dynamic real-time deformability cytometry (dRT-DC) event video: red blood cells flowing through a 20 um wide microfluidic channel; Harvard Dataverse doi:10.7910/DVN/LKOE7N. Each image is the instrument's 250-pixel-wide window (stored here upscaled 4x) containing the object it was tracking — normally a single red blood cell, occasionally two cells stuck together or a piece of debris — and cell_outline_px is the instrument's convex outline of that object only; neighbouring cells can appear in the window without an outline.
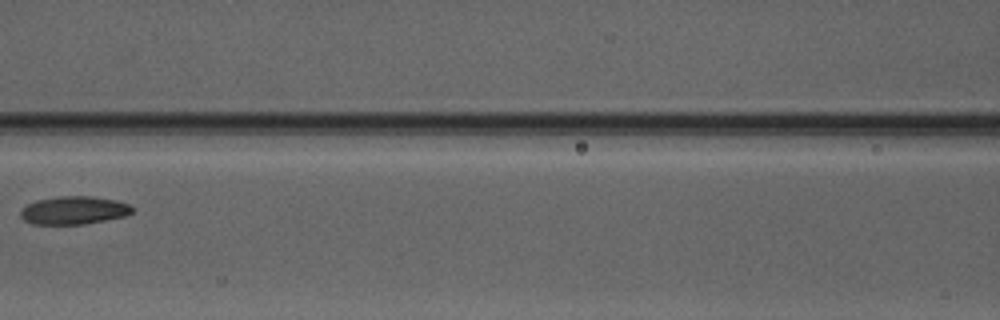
{"species": "Egyptian fruit bat (a non-hibernating species)", "species_latin": "Rousettus aegyptiacus", "temperature_condition": "warm", "stored_images_in_passage": 4, "camera_frame_rate_fps": 3000, "um_per_image_px": 0.085, "animal": {"sex": "male"}, "frame": {"image": 1, "passage_image": 4, "time_ms": 3.333, "image_size_px": [1000, 320], "cell_outline_px": [[136, 208], [132, 212], [124, 216], [84, 224], [32, 224], [24, 220], [20, 216], [20, 212], [28, 204], [36, 200], [60, 196], [92, 196], [116, 200], [128, 204]], "centroid_in_image_um": [6.29, 17.87], "position_along_channel_um": 160.3, "area_um2": 18.21}}